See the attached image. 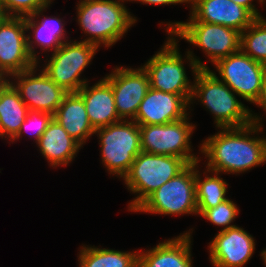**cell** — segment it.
I'll return each instance as SVG.
<instances>
[{
	"mask_svg": "<svg viewBox=\"0 0 266 267\" xmlns=\"http://www.w3.org/2000/svg\"><path fill=\"white\" fill-rule=\"evenodd\" d=\"M220 129L200 147L208 158L207 170L239 174L266 162V138L250 137L252 133H261L262 126L250 123L243 127Z\"/></svg>",
	"mask_w": 266,
	"mask_h": 267,
	"instance_id": "obj_1",
	"label": "cell"
},
{
	"mask_svg": "<svg viewBox=\"0 0 266 267\" xmlns=\"http://www.w3.org/2000/svg\"><path fill=\"white\" fill-rule=\"evenodd\" d=\"M186 57L194 75L190 104L194 98H199L203 106L214 114L217 128L243 127L250 123L263 126L262 118L253 115L252 110L236 99L235 93L219 80L215 71L210 70L191 51H187Z\"/></svg>",
	"mask_w": 266,
	"mask_h": 267,
	"instance_id": "obj_2",
	"label": "cell"
},
{
	"mask_svg": "<svg viewBox=\"0 0 266 267\" xmlns=\"http://www.w3.org/2000/svg\"><path fill=\"white\" fill-rule=\"evenodd\" d=\"M126 0H81L77 5L78 24L90 37L82 40L98 47L114 45L136 23Z\"/></svg>",
	"mask_w": 266,
	"mask_h": 267,
	"instance_id": "obj_3",
	"label": "cell"
},
{
	"mask_svg": "<svg viewBox=\"0 0 266 267\" xmlns=\"http://www.w3.org/2000/svg\"><path fill=\"white\" fill-rule=\"evenodd\" d=\"M188 165L180 157L141 151L134 159L129 172L123 177L128 190L138 194L129 203L128 210L134 212L153 192Z\"/></svg>",
	"mask_w": 266,
	"mask_h": 267,
	"instance_id": "obj_4",
	"label": "cell"
},
{
	"mask_svg": "<svg viewBox=\"0 0 266 267\" xmlns=\"http://www.w3.org/2000/svg\"><path fill=\"white\" fill-rule=\"evenodd\" d=\"M99 135L102 163L108 172L123 178L141 150L139 125L122 120L95 130Z\"/></svg>",
	"mask_w": 266,
	"mask_h": 267,
	"instance_id": "obj_5",
	"label": "cell"
},
{
	"mask_svg": "<svg viewBox=\"0 0 266 267\" xmlns=\"http://www.w3.org/2000/svg\"><path fill=\"white\" fill-rule=\"evenodd\" d=\"M166 25L168 35L203 49L213 64L240 51L241 33L236 29L202 21L170 22Z\"/></svg>",
	"mask_w": 266,
	"mask_h": 267,
	"instance_id": "obj_6",
	"label": "cell"
},
{
	"mask_svg": "<svg viewBox=\"0 0 266 267\" xmlns=\"http://www.w3.org/2000/svg\"><path fill=\"white\" fill-rule=\"evenodd\" d=\"M134 212L163 215L198 214L195 188V163L164 183Z\"/></svg>",
	"mask_w": 266,
	"mask_h": 267,
	"instance_id": "obj_7",
	"label": "cell"
},
{
	"mask_svg": "<svg viewBox=\"0 0 266 267\" xmlns=\"http://www.w3.org/2000/svg\"><path fill=\"white\" fill-rule=\"evenodd\" d=\"M166 43L153 55L143 69L149 76L150 88L183 96L189 103L193 93V84L189 82L178 41L169 34Z\"/></svg>",
	"mask_w": 266,
	"mask_h": 267,
	"instance_id": "obj_8",
	"label": "cell"
},
{
	"mask_svg": "<svg viewBox=\"0 0 266 267\" xmlns=\"http://www.w3.org/2000/svg\"><path fill=\"white\" fill-rule=\"evenodd\" d=\"M65 41L43 67V71L68 93L78 92L88 81L81 79L83 70L90 64L98 46L84 41Z\"/></svg>",
	"mask_w": 266,
	"mask_h": 267,
	"instance_id": "obj_9",
	"label": "cell"
},
{
	"mask_svg": "<svg viewBox=\"0 0 266 267\" xmlns=\"http://www.w3.org/2000/svg\"><path fill=\"white\" fill-rule=\"evenodd\" d=\"M195 125L189 117L167 124L139 125L141 150L156 155L183 158L188 164L200 161L192 154L190 138Z\"/></svg>",
	"mask_w": 266,
	"mask_h": 267,
	"instance_id": "obj_10",
	"label": "cell"
},
{
	"mask_svg": "<svg viewBox=\"0 0 266 267\" xmlns=\"http://www.w3.org/2000/svg\"><path fill=\"white\" fill-rule=\"evenodd\" d=\"M26 32L25 17L0 18V76L4 80L39 63L29 52Z\"/></svg>",
	"mask_w": 266,
	"mask_h": 267,
	"instance_id": "obj_11",
	"label": "cell"
},
{
	"mask_svg": "<svg viewBox=\"0 0 266 267\" xmlns=\"http://www.w3.org/2000/svg\"><path fill=\"white\" fill-rule=\"evenodd\" d=\"M219 80L224 82L236 95L254 103L259 96L266 65L251 59L241 50L218 60L215 64Z\"/></svg>",
	"mask_w": 266,
	"mask_h": 267,
	"instance_id": "obj_12",
	"label": "cell"
},
{
	"mask_svg": "<svg viewBox=\"0 0 266 267\" xmlns=\"http://www.w3.org/2000/svg\"><path fill=\"white\" fill-rule=\"evenodd\" d=\"M36 68L37 65L12 75V78L17 79L16 83L10 82L8 78L6 80L19 93L29 110L54 115L68 92L55 84L43 70L36 75Z\"/></svg>",
	"mask_w": 266,
	"mask_h": 267,
	"instance_id": "obj_13",
	"label": "cell"
},
{
	"mask_svg": "<svg viewBox=\"0 0 266 267\" xmlns=\"http://www.w3.org/2000/svg\"><path fill=\"white\" fill-rule=\"evenodd\" d=\"M104 79L111 85L115 98L116 111L124 120H133L140 103L150 88L149 76L143 67L133 69L115 67Z\"/></svg>",
	"mask_w": 266,
	"mask_h": 267,
	"instance_id": "obj_14",
	"label": "cell"
},
{
	"mask_svg": "<svg viewBox=\"0 0 266 267\" xmlns=\"http://www.w3.org/2000/svg\"><path fill=\"white\" fill-rule=\"evenodd\" d=\"M208 247L214 267H243L254 253L255 241L246 230L234 226L220 230Z\"/></svg>",
	"mask_w": 266,
	"mask_h": 267,
	"instance_id": "obj_15",
	"label": "cell"
},
{
	"mask_svg": "<svg viewBox=\"0 0 266 267\" xmlns=\"http://www.w3.org/2000/svg\"><path fill=\"white\" fill-rule=\"evenodd\" d=\"M189 105L181 95L149 88L133 121L138 125L167 124L189 116Z\"/></svg>",
	"mask_w": 266,
	"mask_h": 267,
	"instance_id": "obj_16",
	"label": "cell"
},
{
	"mask_svg": "<svg viewBox=\"0 0 266 267\" xmlns=\"http://www.w3.org/2000/svg\"><path fill=\"white\" fill-rule=\"evenodd\" d=\"M189 21H202L236 29L242 33L256 18L232 0H190Z\"/></svg>",
	"mask_w": 266,
	"mask_h": 267,
	"instance_id": "obj_17",
	"label": "cell"
},
{
	"mask_svg": "<svg viewBox=\"0 0 266 267\" xmlns=\"http://www.w3.org/2000/svg\"><path fill=\"white\" fill-rule=\"evenodd\" d=\"M88 83L77 93L84 100L89 122L94 130L122 121L116 111L111 85L104 78L92 87Z\"/></svg>",
	"mask_w": 266,
	"mask_h": 267,
	"instance_id": "obj_18",
	"label": "cell"
},
{
	"mask_svg": "<svg viewBox=\"0 0 266 267\" xmlns=\"http://www.w3.org/2000/svg\"><path fill=\"white\" fill-rule=\"evenodd\" d=\"M190 232L138 253V267H192Z\"/></svg>",
	"mask_w": 266,
	"mask_h": 267,
	"instance_id": "obj_19",
	"label": "cell"
},
{
	"mask_svg": "<svg viewBox=\"0 0 266 267\" xmlns=\"http://www.w3.org/2000/svg\"><path fill=\"white\" fill-rule=\"evenodd\" d=\"M37 145L43 157L54 168L72 162L82 147L55 118L51 119Z\"/></svg>",
	"mask_w": 266,
	"mask_h": 267,
	"instance_id": "obj_20",
	"label": "cell"
},
{
	"mask_svg": "<svg viewBox=\"0 0 266 267\" xmlns=\"http://www.w3.org/2000/svg\"><path fill=\"white\" fill-rule=\"evenodd\" d=\"M50 4L45 7L41 8L37 12L32 15L25 17V23L27 31L30 29L33 31V39L31 40V36L28 34V49L31 56L34 58L35 61L38 62L39 56L36 54V49L34 48L35 45L41 47L42 51H56L64 42L65 40V23H62V18L57 17H43V20H37L36 18L39 16L41 17V13H43L46 8H48Z\"/></svg>",
	"mask_w": 266,
	"mask_h": 267,
	"instance_id": "obj_21",
	"label": "cell"
},
{
	"mask_svg": "<svg viewBox=\"0 0 266 267\" xmlns=\"http://www.w3.org/2000/svg\"><path fill=\"white\" fill-rule=\"evenodd\" d=\"M67 133L81 146L95 134L89 122L84 100L77 92L68 93L53 115Z\"/></svg>",
	"mask_w": 266,
	"mask_h": 267,
	"instance_id": "obj_22",
	"label": "cell"
},
{
	"mask_svg": "<svg viewBox=\"0 0 266 267\" xmlns=\"http://www.w3.org/2000/svg\"><path fill=\"white\" fill-rule=\"evenodd\" d=\"M28 107L14 87L4 80L0 84V137L13 139L27 114Z\"/></svg>",
	"mask_w": 266,
	"mask_h": 267,
	"instance_id": "obj_23",
	"label": "cell"
},
{
	"mask_svg": "<svg viewBox=\"0 0 266 267\" xmlns=\"http://www.w3.org/2000/svg\"><path fill=\"white\" fill-rule=\"evenodd\" d=\"M138 253L83 245L78 262L80 267H138Z\"/></svg>",
	"mask_w": 266,
	"mask_h": 267,
	"instance_id": "obj_24",
	"label": "cell"
},
{
	"mask_svg": "<svg viewBox=\"0 0 266 267\" xmlns=\"http://www.w3.org/2000/svg\"><path fill=\"white\" fill-rule=\"evenodd\" d=\"M199 162H195V188L198 215L205 209L216 207L228 199L225 197L228 188L226 181L218 176L219 173L209 170L206 172L213 173V176L207 175L205 179H202L197 170Z\"/></svg>",
	"mask_w": 266,
	"mask_h": 267,
	"instance_id": "obj_25",
	"label": "cell"
},
{
	"mask_svg": "<svg viewBox=\"0 0 266 267\" xmlns=\"http://www.w3.org/2000/svg\"><path fill=\"white\" fill-rule=\"evenodd\" d=\"M240 50L266 65V19L256 18L242 33Z\"/></svg>",
	"mask_w": 266,
	"mask_h": 267,
	"instance_id": "obj_26",
	"label": "cell"
},
{
	"mask_svg": "<svg viewBox=\"0 0 266 267\" xmlns=\"http://www.w3.org/2000/svg\"><path fill=\"white\" fill-rule=\"evenodd\" d=\"M239 214L236 204L229 198L218 204L216 207L205 209L200 215L216 226H221V231L227 230L236 225H231Z\"/></svg>",
	"mask_w": 266,
	"mask_h": 267,
	"instance_id": "obj_27",
	"label": "cell"
},
{
	"mask_svg": "<svg viewBox=\"0 0 266 267\" xmlns=\"http://www.w3.org/2000/svg\"><path fill=\"white\" fill-rule=\"evenodd\" d=\"M53 0H0L3 16L26 17L41 8L47 7Z\"/></svg>",
	"mask_w": 266,
	"mask_h": 267,
	"instance_id": "obj_28",
	"label": "cell"
},
{
	"mask_svg": "<svg viewBox=\"0 0 266 267\" xmlns=\"http://www.w3.org/2000/svg\"><path fill=\"white\" fill-rule=\"evenodd\" d=\"M52 118H53V115L50 113L29 110L24 122L22 123L20 127V130L18 131L17 135L11 141L13 142L15 140H18L25 130H28V128H31L33 126L35 130L33 129V132L31 134L32 135L34 134V137H35L34 140H35V143L37 144L41 135L47 129V126Z\"/></svg>",
	"mask_w": 266,
	"mask_h": 267,
	"instance_id": "obj_29",
	"label": "cell"
},
{
	"mask_svg": "<svg viewBox=\"0 0 266 267\" xmlns=\"http://www.w3.org/2000/svg\"><path fill=\"white\" fill-rule=\"evenodd\" d=\"M232 1L238 5L246 8L255 18H261L262 17L260 15V13L258 12V9L255 8L254 3H252L253 0H232ZM259 2L263 4V2H265V1L259 0Z\"/></svg>",
	"mask_w": 266,
	"mask_h": 267,
	"instance_id": "obj_30",
	"label": "cell"
},
{
	"mask_svg": "<svg viewBox=\"0 0 266 267\" xmlns=\"http://www.w3.org/2000/svg\"><path fill=\"white\" fill-rule=\"evenodd\" d=\"M126 1H138L142 4L151 5H169L178 3H190V0H126Z\"/></svg>",
	"mask_w": 266,
	"mask_h": 267,
	"instance_id": "obj_31",
	"label": "cell"
},
{
	"mask_svg": "<svg viewBox=\"0 0 266 267\" xmlns=\"http://www.w3.org/2000/svg\"><path fill=\"white\" fill-rule=\"evenodd\" d=\"M254 104L258 105V107L260 106V108L265 110L266 113V75L264 76L259 96L254 102Z\"/></svg>",
	"mask_w": 266,
	"mask_h": 267,
	"instance_id": "obj_32",
	"label": "cell"
},
{
	"mask_svg": "<svg viewBox=\"0 0 266 267\" xmlns=\"http://www.w3.org/2000/svg\"><path fill=\"white\" fill-rule=\"evenodd\" d=\"M261 257H262V259H263V261H264V263H265V266H266V248H265V250H263V251L261 252Z\"/></svg>",
	"mask_w": 266,
	"mask_h": 267,
	"instance_id": "obj_33",
	"label": "cell"
},
{
	"mask_svg": "<svg viewBox=\"0 0 266 267\" xmlns=\"http://www.w3.org/2000/svg\"><path fill=\"white\" fill-rule=\"evenodd\" d=\"M4 81V79L0 76V82H3Z\"/></svg>",
	"mask_w": 266,
	"mask_h": 267,
	"instance_id": "obj_34",
	"label": "cell"
}]
</instances>
